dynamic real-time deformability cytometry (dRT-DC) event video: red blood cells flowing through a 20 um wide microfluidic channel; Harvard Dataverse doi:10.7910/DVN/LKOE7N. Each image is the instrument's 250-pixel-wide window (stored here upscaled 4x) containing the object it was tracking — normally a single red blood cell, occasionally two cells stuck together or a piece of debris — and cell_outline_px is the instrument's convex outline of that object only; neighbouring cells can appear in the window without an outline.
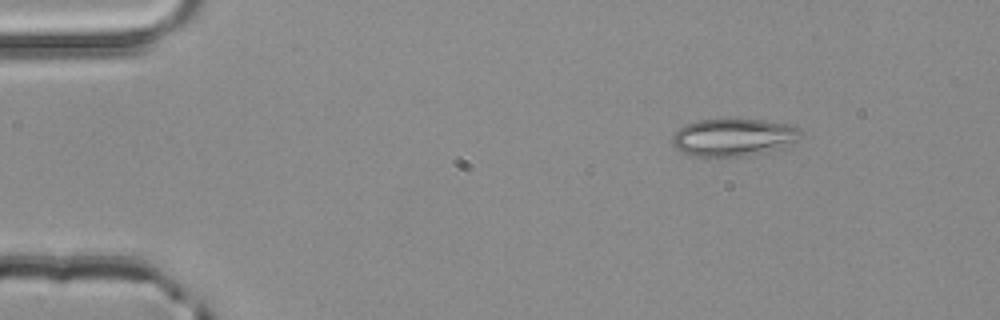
{"species": "common noctule bat (a hibernating species)", "species_latin": "Nyctalus noctula", "temperature_condition": "room temperature", "stored_images_in_passage": 4, "camera_frame_rate_fps": 3000, "um_per_image_px": 0.085, "animal": {"sex": "male", "body_mass_g": 20.4}, "frame": {"image": 1, "passage_image": 1, "time_ms": 0.0, "image_size_px": [1000, 320], "cell_outline_px": [[804, 132], [796, 140], [784, 148], [748, 156], [688, 156], [680, 152], [672, 144], [672, 136], [684, 124], [696, 120], [764, 120], [792, 124], [800, 128]], "centroid_in_image_um": [62.37, 11.68], "position_along_channel_um": 22.6, "area_um2": 28.44}}
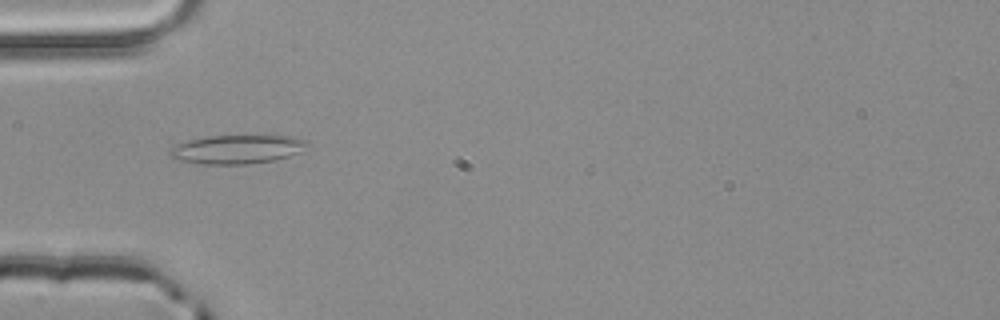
{"frame": {"image": 2, "passage_image": 3, "time_ms": 0.667, "image_size_px": [1000, 320], "cell_outline_px": [[308, 144], [300, 152], [276, 160], [248, 164], [204, 164], [172, 160], [168, 156], [168, 152], [176, 144], [188, 140], [208, 136], [292, 136], [308, 140]], "centroid_in_image_um": [20.1, 12.7], "position_along_channel_um": 64.9, "area_um2": 23.24}}
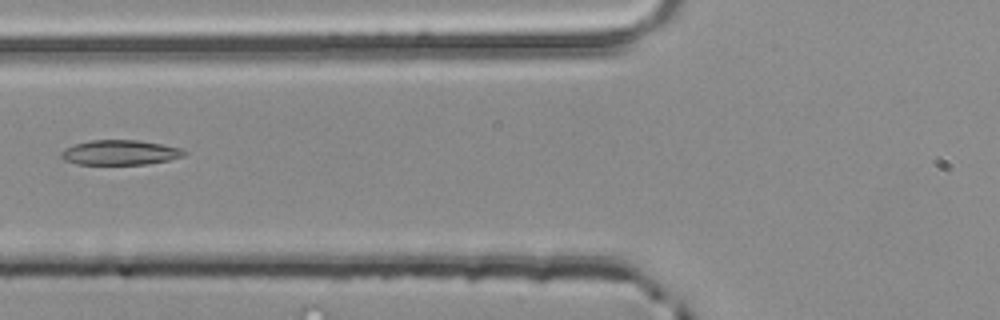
{"frame": {"image": 3, "passage_image": 4, "time_ms": 1.0, "image_size_px": [1000, 320], "cell_outline_px": [[188, 152], [184, 156], [168, 160], [148, 164], [76, 164], [64, 160], [60, 156], [60, 152], [76, 144], [92, 140], [140, 140], [180, 148]], "centroid_in_image_um": [10.22, 12.97], "position_along_channel_um": 115.6, "area_um2": 17.69}}